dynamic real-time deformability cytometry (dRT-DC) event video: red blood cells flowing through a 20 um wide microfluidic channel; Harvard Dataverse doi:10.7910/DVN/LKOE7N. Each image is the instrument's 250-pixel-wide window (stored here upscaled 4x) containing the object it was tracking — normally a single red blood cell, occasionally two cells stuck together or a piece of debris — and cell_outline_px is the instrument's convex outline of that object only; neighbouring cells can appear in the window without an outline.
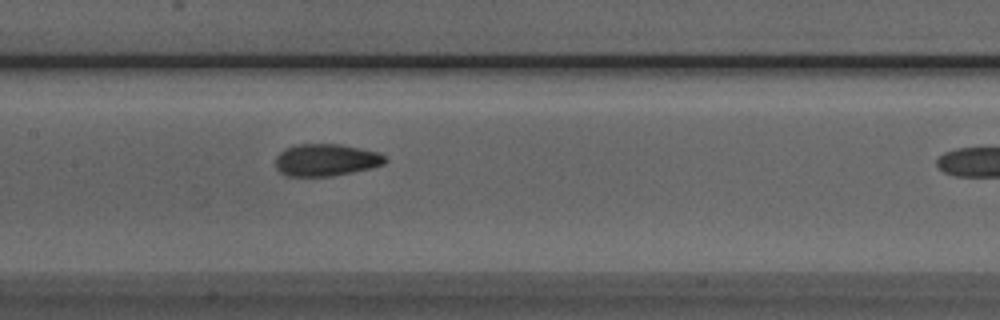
{"species": "Egyptian fruit bat (a non-hibernating species)", "species_latin": "Rousettus aegyptiacus", "temperature_condition": "room temperature", "stored_images_in_passage": 9, "segment_of_instrument_passage": [1, 2], "camera_frame_rate_fps": 3000, "um_per_image_px": 0.085, "animal": {"sex": "male"}, "frame": {"image": 1, "passage_image": 8, "time_ms": 9.0, "image_size_px": [1000, 320], "cell_outline_px": [[388, 160], [384, 164], [372, 168], [332, 176], [288, 176], [280, 172], [276, 168], [276, 156], [284, 148], [296, 144], [340, 144], [380, 152]], "centroid_in_image_um": [27.72, 13.59], "position_along_channel_um": 179.7, "area_um2": 20.69}}